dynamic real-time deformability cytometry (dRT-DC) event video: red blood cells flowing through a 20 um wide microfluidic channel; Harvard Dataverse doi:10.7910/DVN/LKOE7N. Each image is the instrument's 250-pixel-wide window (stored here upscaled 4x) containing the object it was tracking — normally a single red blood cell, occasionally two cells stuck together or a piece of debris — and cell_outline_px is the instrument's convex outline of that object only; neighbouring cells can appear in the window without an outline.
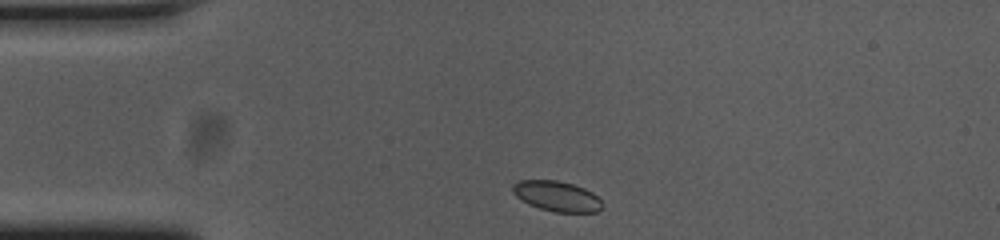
{"species": "common noctule bat (a hibernating species)", "species_latin": "Nyctalus noctula", "temperature_condition": "cold", "stored_images_in_passage": 35, "camera_frame_rate_fps": 3000, "um_per_image_px": 0.085, "animal": {"sex": "female", "body_mass_g": 23.0, "forearm_length_mm": 53.4}, "frame": {"image": 1, "passage_image": 1, "time_ms": 0.0, "image_size_px": [1000, 240], "cell_outline_px": [[600, 208], [596, 212], [552, 212], [528, 204], [520, 200], [512, 192], [512, 184], [520, 180], [556, 180], [572, 184], [584, 188], [592, 192], [600, 200]], "centroid_in_image_um": [47.27, 16.67], "position_along_channel_um": 37.7, "area_um2": 15.72}}
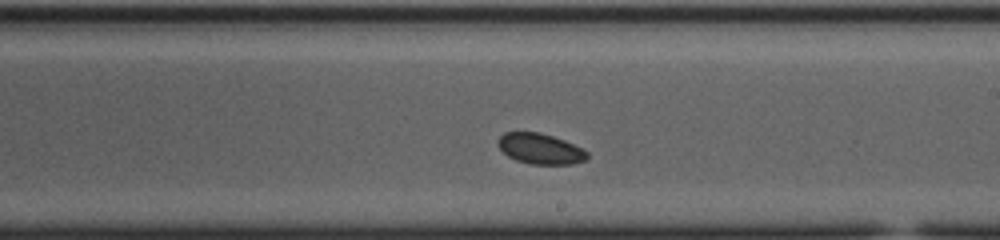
{"frame": {"image": 2, "passage_image": 21, "time_ms": 6.667, "image_size_px": [1000, 240], "cell_outline_px": [[588, 156], [584, 160], [572, 164], [532, 164], [516, 160], [508, 156], [500, 148], [500, 136], [504, 132], [540, 132], [564, 140], [584, 148], [588, 152]], "centroid_in_image_um": [45.97, 12.64], "position_along_channel_um": 243.0, "area_um2": 15.72}}
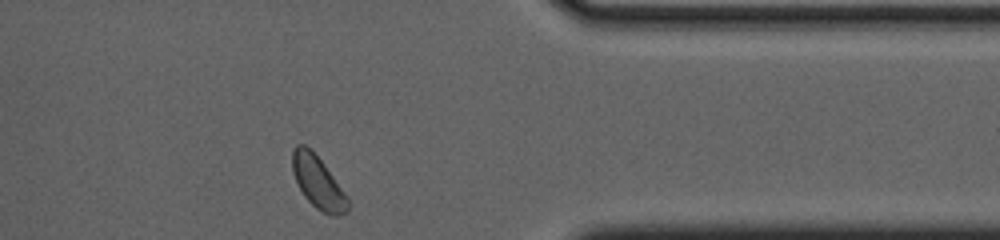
{"frame": {"image": 3, "passage_image": 34, "time_ms": 11.0, "image_size_px": [1000, 240], "cell_outline_px": [[352, 204], [348, 212], [340, 216], [332, 216], [316, 208], [304, 196], [292, 172], [292, 152], [296, 144], [304, 144], [320, 160], [348, 196]], "centroid_in_image_um": [27.07, 15.55], "position_along_channel_um": 384.3, "area_um2": 16.88}}